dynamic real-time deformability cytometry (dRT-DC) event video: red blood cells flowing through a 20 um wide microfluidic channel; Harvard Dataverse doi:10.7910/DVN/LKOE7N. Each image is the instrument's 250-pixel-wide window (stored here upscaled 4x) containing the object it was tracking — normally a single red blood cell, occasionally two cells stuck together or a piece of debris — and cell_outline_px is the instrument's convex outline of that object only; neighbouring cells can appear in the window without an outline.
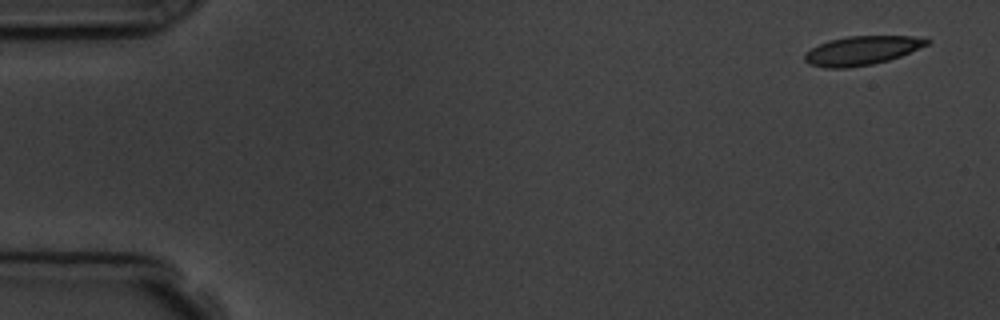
{"species": "common noctule bat (a hibernating species)", "species_latin": "Nyctalus noctula", "temperature_condition": "room temperature", "stored_images_in_passage": 5, "camera_frame_rate_fps": 3000, "um_per_image_px": 0.085, "animal": {"sex": "male", "body_mass_g": 19.5, "forearm_length_mm": 54.6}, "frame": {"image": 1, "passage_image": 1, "time_ms": 0.0, "image_size_px": [1000, 320], "cell_outline_px": [[932, 40], [928, 44], [900, 56], [888, 60], [872, 64], [848, 68], [824, 68], [808, 64], [804, 60], [804, 56], [812, 48], [828, 40], [848, 36], [928, 36]], "centroid_in_image_um": [73.29, 4.29], "position_along_channel_um": 11.7, "area_um2": 20.69}}
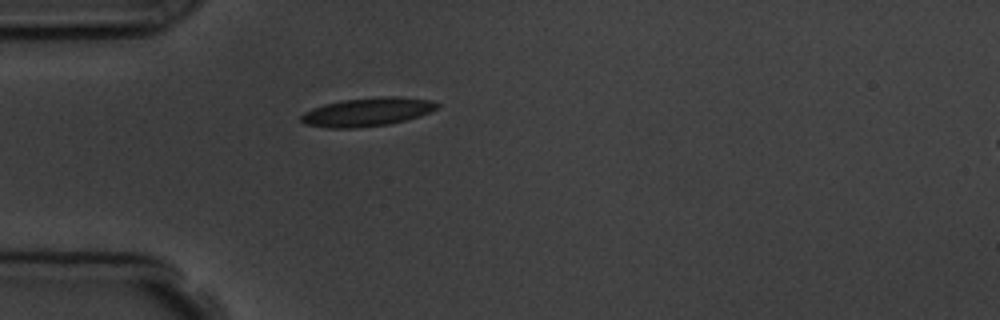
{"frame": {"image": 2, "passage_image": 5, "time_ms": 4.333, "image_size_px": [1000, 320], "cell_outline_px": [[440, 104], [436, 108], [420, 116], [388, 124], [360, 128], [328, 128], [304, 124], [300, 120], [300, 116], [304, 112], [312, 108], [324, 104], [344, 100], [380, 96], [400, 96], [432, 100]], "centroid_in_image_um": [31.2, 9.51], "position_along_channel_um": 53.8, "area_um2": 22.72}}